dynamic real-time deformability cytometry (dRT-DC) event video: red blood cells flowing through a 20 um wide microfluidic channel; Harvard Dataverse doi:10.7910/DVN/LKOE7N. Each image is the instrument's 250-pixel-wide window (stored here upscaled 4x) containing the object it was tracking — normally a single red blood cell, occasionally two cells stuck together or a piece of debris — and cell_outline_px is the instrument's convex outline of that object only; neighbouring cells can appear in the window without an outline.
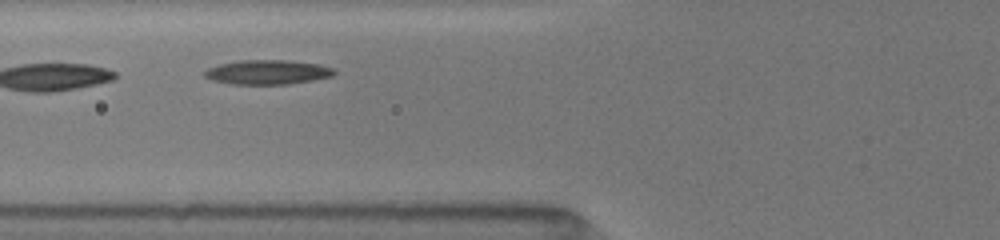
{"species": "common noctule bat (a hibernating species)", "species_latin": "Nyctalus noctula", "temperature_condition": "room temperature", "stored_images_in_passage": 7, "camera_frame_rate_fps": 3000, "um_per_image_px": 0.085, "animal": {"sex": "female", "body_mass_g": 19.5, "forearm_length_mm": 54.1}, "frame": {"image": 1, "passage_image": 4, "time_ms": 1.667, "image_size_px": [1000, 240], "cell_outline_px": [[336, 72], [332, 76], [312, 80], [288, 84], [232, 84], [212, 80], [204, 76], [204, 72], [208, 68], [220, 64], [240, 60], [288, 60], [320, 64], [332, 68]], "centroid_in_image_um": [22.74, 6.13], "position_along_channel_um": 103.1, "area_um2": 18.38}}